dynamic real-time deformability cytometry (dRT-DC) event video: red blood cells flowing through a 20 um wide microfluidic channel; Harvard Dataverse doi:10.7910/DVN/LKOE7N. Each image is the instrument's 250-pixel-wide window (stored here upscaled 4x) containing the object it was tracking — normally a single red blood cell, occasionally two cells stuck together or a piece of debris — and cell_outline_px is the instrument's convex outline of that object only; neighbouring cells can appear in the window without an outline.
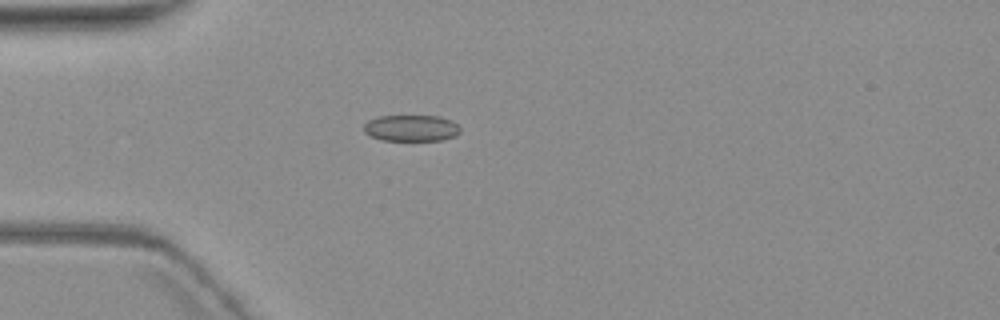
{"species": "common noctule bat (a hibernating species)", "species_latin": "Nyctalus noctula", "temperature_condition": "warm", "stored_images_in_passage": 3, "camera_frame_rate_fps": 3000, "um_per_image_px": 0.085, "animal": {"sex": "female", "body_mass_g": 19.3, "forearm_length_mm": 54.1}, "frame": {"image": 1, "passage_image": 1, "time_ms": 0.0, "image_size_px": [1000, 320], "cell_outline_px": [[460, 132], [456, 136], [440, 140], [380, 140], [364, 132], [364, 124], [368, 120], [376, 116], [436, 116], [448, 120], [456, 124], [460, 128]], "centroid_in_image_um": [34.92, 10.89], "position_along_channel_um": 50.1, "area_um2": 14.68}}
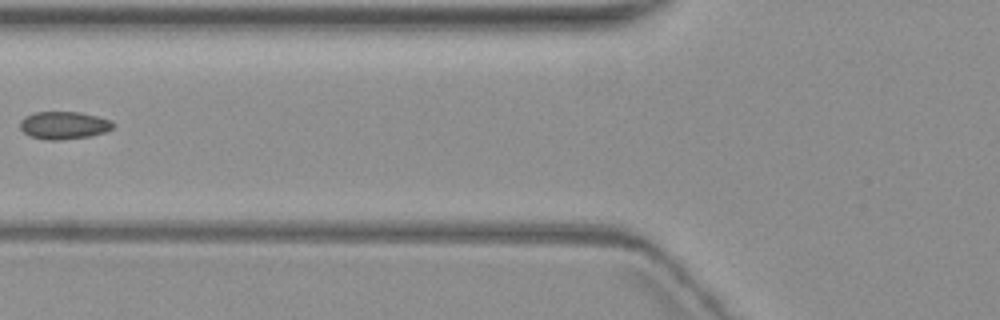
{"frame": {"image": 2, "passage_image": 3, "time_ms": 2.333, "image_size_px": [1000, 320], "cell_outline_px": [[116, 124], [112, 128], [104, 132], [88, 136], [60, 140], [44, 140], [28, 136], [20, 128], [20, 120], [24, 116], [32, 112], [80, 112], [112, 120]], "centroid_in_image_um": [5.39, 10.64], "position_along_channel_um": 120.4, "area_um2": 15.14}}